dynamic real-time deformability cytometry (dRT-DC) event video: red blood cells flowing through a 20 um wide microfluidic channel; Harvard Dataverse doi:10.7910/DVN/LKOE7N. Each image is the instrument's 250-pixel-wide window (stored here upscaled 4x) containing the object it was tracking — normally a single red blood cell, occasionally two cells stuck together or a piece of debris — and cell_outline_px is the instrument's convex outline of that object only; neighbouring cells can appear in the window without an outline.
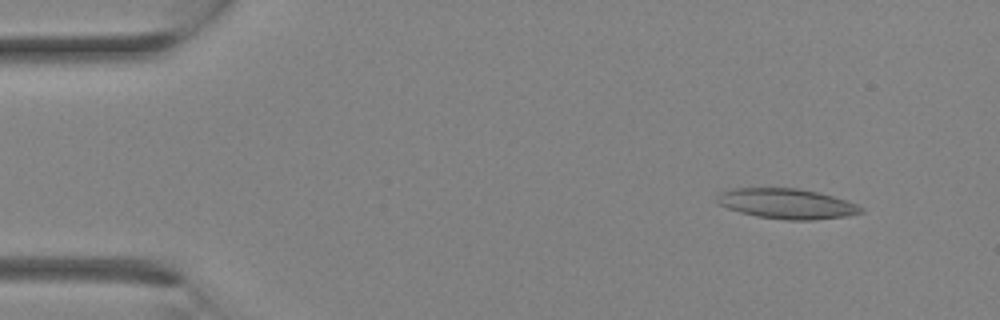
{"species": "Egyptian fruit bat (a non-hibernating species)", "species_latin": "Rousettus aegyptiacus", "temperature_condition": "room temperature", "stored_images_in_passage": 28, "camera_frame_rate_fps": 3000, "um_per_image_px": 0.085, "animal": {"sex": "female"}, "frame": {"image": 1, "passage_image": 2, "time_ms": 0.333, "image_size_px": [1000, 320], "cell_outline_px": [[864, 212], [848, 216], [812, 220], [784, 220], [756, 216], [740, 212], [728, 208], [720, 204], [716, 200], [716, 196], [720, 192], [732, 188], [800, 188], [848, 200], [864, 208]], "centroid_in_image_um": [66.89, 17.31], "position_along_channel_um": 18.1, "area_um2": 25.43}}
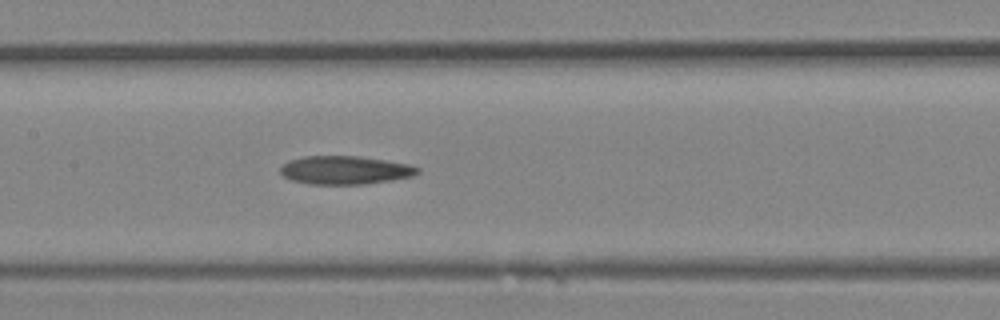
{"frame": {"image": 2, "passage_image": 13, "time_ms": 4.0, "image_size_px": [1000, 320], "cell_outline_px": [[420, 172], [412, 176], [392, 180], [364, 184], [308, 184], [292, 180], [284, 176], [280, 172], [280, 168], [288, 160], [304, 156], [360, 156], [408, 164], [420, 168]], "centroid_in_image_um": [29.32, 14.46], "position_along_channel_um": 178.1, "area_um2": 22.66}}
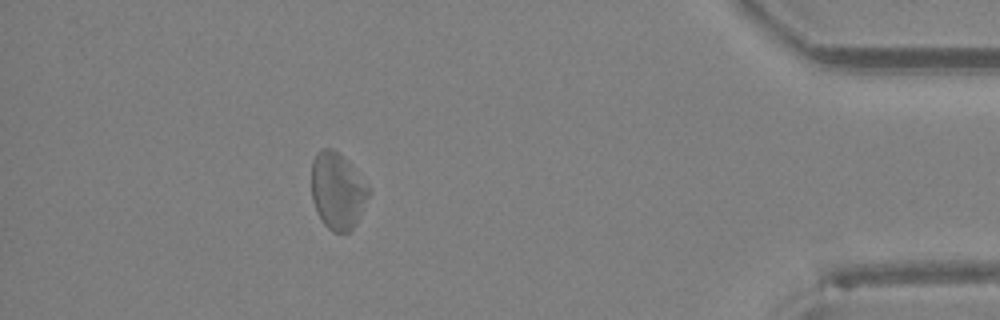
{"frame": {"image": 3, "passage_image": 25, "time_ms": 8.0, "image_size_px": [1000, 320], "cell_outline_px": [[368, 196], [352, 228], [348, 232], [332, 232], [324, 224], [316, 212], [312, 200], [312, 160], [316, 152], [320, 148], [332, 148], [340, 152], [368, 188]], "centroid_in_image_um": [28.61, 16.19], "position_along_channel_um": 406.6, "area_um2": 24.97}}